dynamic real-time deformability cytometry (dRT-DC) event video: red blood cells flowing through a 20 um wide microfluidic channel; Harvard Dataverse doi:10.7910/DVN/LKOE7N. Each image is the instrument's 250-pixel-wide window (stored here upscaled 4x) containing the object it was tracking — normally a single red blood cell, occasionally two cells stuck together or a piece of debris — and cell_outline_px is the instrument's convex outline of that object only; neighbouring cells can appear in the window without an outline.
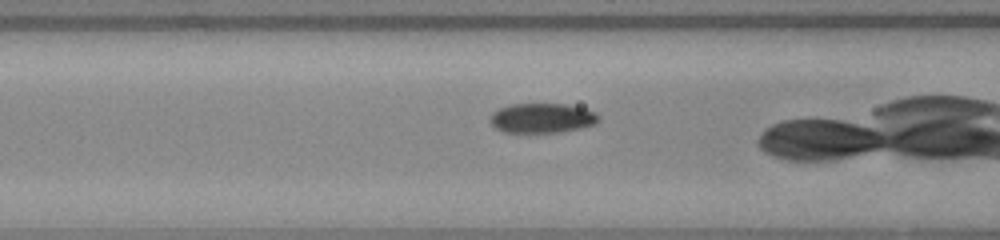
{"species": "common noctule bat (a hibernating species)", "species_latin": "Nyctalus noctula", "temperature_condition": "warm", "stored_images_in_passage": 39, "camera_frame_rate_fps": 3000, "um_per_image_px": 0.085, "animal": {"sex": "female", "body_mass_g": 23.0, "forearm_length_mm": 53.4}, "frame": {"image": 1, "passage_image": 18, "time_ms": 5.667, "image_size_px": [1000, 240], "cell_outline_px": [[600, 120], [596, 124], [580, 128], [556, 132], [504, 132], [496, 128], [488, 120], [492, 112], [508, 104], [568, 104], [584, 108], [596, 112], [600, 116]], "centroid_in_image_um": [46.09, 10.02], "position_along_channel_um": 120.5, "area_um2": 18.9}}
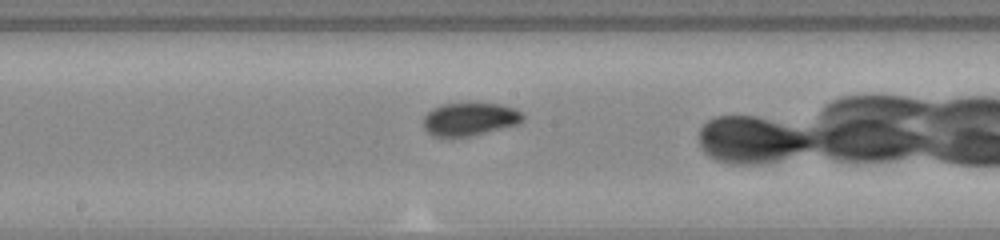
{"frame": {"image": 2, "passage_image": 25, "time_ms": 8.0, "image_size_px": [1000, 240], "cell_outline_px": [[524, 120], [520, 124], [468, 136], [432, 136], [424, 128], [424, 116], [432, 108], [440, 104], [468, 100], [500, 104], [516, 108], [524, 116]], "centroid_in_image_um": [39.94, 10.06], "position_along_channel_um": 208.3, "area_um2": 19.83}}
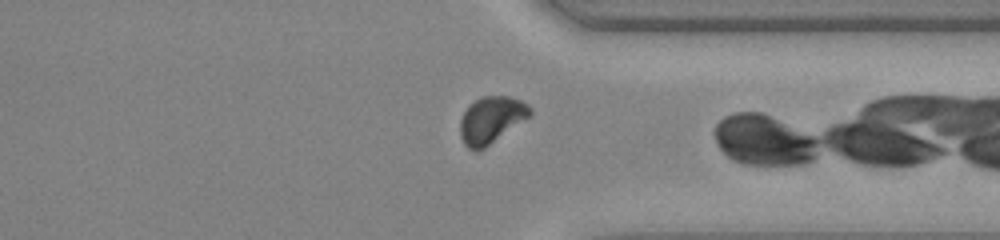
{"frame": {"image": 3, "passage_image": 38, "time_ms": 12.333, "image_size_px": [1000, 240], "cell_outline_px": [[532, 112], [528, 116], [484, 148], [476, 152], [468, 148], [464, 144], [460, 136], [460, 120], [468, 104], [480, 96], [508, 96], [520, 100], [528, 104], [532, 108]], "centroid_in_image_um": [41.7, 10.17], "position_along_channel_um": 369.7, "area_um2": 18.84}}